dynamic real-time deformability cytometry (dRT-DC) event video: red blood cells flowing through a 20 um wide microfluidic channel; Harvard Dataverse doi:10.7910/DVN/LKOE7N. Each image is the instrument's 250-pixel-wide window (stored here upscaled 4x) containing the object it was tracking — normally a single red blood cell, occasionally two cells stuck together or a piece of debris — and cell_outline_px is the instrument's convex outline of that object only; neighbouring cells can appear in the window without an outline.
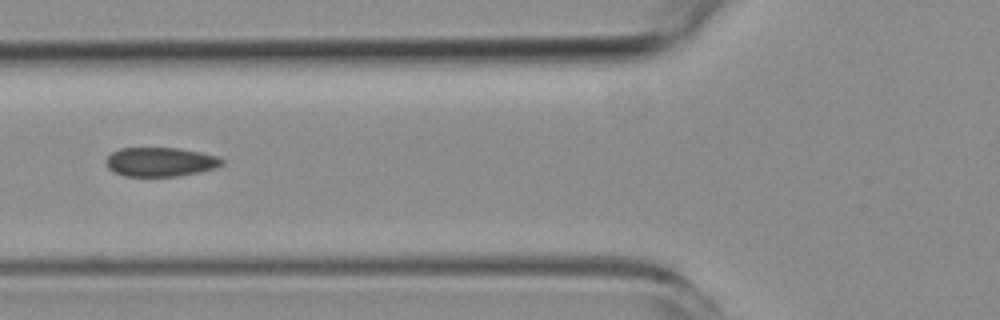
{"species": "common noctule bat (a hibernating species)", "species_latin": "Nyctalus noctula", "temperature_condition": "room temperature", "stored_images_in_passage": 4, "camera_frame_rate_fps": 3000, "um_per_image_px": 0.085, "animal": {"sex": "female", "body_mass_g": 19.3, "forearm_length_mm": 54.1}, "frame": {"image": 1, "passage_image": 2, "time_ms": 1.333, "image_size_px": [1000, 320], "cell_outline_px": [[224, 164], [216, 168], [200, 172], [176, 176], [124, 176], [112, 172], [108, 168], [104, 160], [112, 152], [120, 148], [180, 148], [200, 152], [216, 156], [224, 160]], "centroid_in_image_um": [13.62, 13.76], "position_along_channel_um": 112.2, "area_um2": 19.83}}
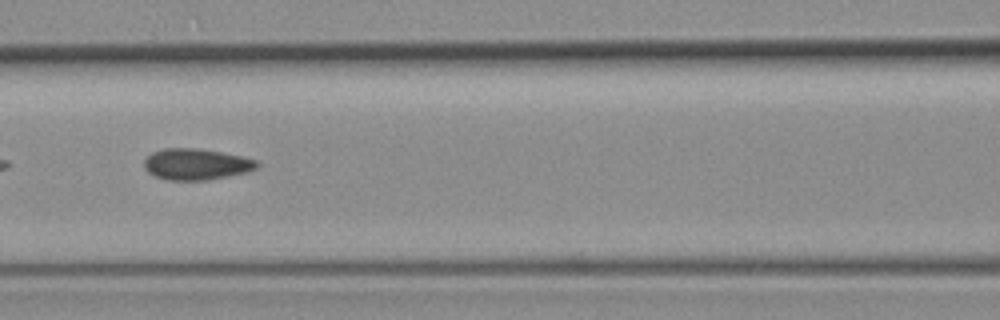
{"frame": {"image": 2, "passage_image": 3, "time_ms": 2.333, "image_size_px": [1000, 320], "cell_outline_px": [[260, 164], [256, 168], [248, 172], [208, 180], [164, 180], [148, 172], [144, 168], [144, 160], [152, 152], [164, 148], [196, 148], [220, 152], [240, 156], [256, 160]], "centroid_in_image_um": [16.66, 13.96], "position_along_channel_um": 149.9, "area_um2": 20.52}}
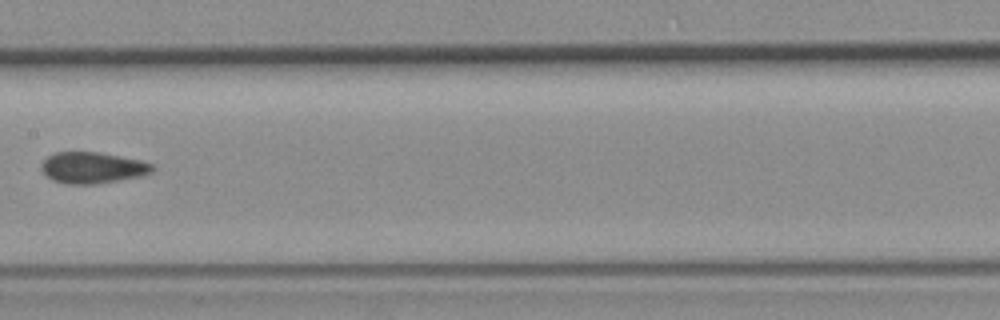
{"frame": {"image": 3, "passage_image": 4, "time_ms": 3.667, "image_size_px": [1000, 320], "cell_outline_px": [[156, 168], [152, 172], [140, 176], [96, 184], [68, 184], [52, 180], [40, 168], [40, 164], [48, 156], [56, 152], [96, 152], [120, 156], [140, 160], [152, 164]], "centroid_in_image_um": [7.86, 14.25], "position_along_channel_um": 199.5, "area_um2": 20.11}}